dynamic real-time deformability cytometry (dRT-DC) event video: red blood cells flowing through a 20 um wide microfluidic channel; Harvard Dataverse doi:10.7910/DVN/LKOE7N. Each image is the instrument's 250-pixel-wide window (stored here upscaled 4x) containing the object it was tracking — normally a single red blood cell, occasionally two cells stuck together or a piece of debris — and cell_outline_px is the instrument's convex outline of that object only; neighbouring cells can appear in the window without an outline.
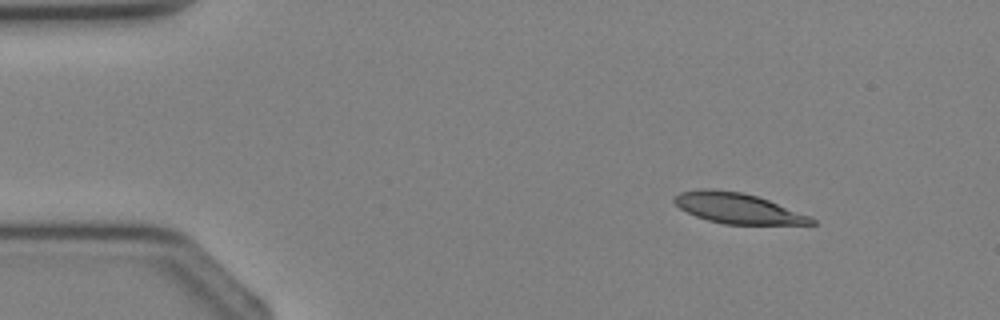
{"species": "Egyptian fruit bat (a non-hibernating species)", "species_latin": "Rousettus aegyptiacus", "temperature_condition": "cold", "stored_images_in_passage": 3, "segment_of_instrument_passage": [1, 2], "camera_frame_rate_fps": 3000, "um_per_image_px": 0.085, "animal": {"sex": "female"}, "frame": {"image": 1, "passage_image": 1, "time_ms": 0.0, "image_size_px": [1000, 320], "cell_outline_px": [[816, 224], [724, 224], [708, 220], [696, 216], [680, 208], [672, 200], [680, 192], [700, 188], [712, 188], [740, 192], [756, 196], [768, 200], [808, 216], [816, 220]], "centroid_in_image_um": [62.65, 17.69], "position_along_channel_um": 22.4, "area_um2": 23.93}}
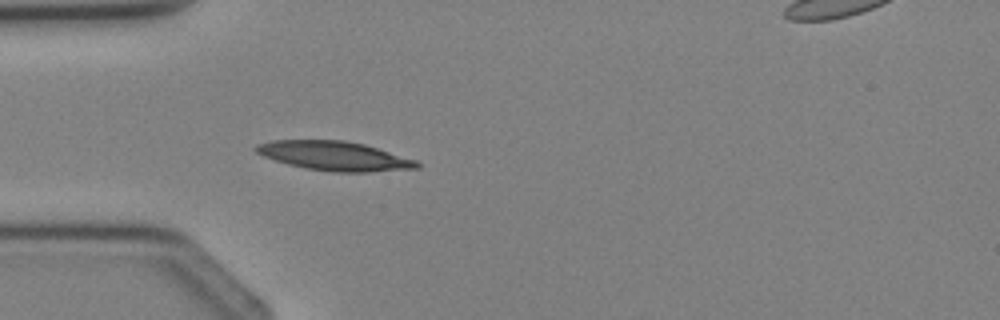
{"frame": {"image": 2, "passage_image": 2, "time_ms": 2.0, "image_size_px": [1000, 320], "cell_outline_px": [[420, 168], [368, 172], [332, 172], [308, 168], [288, 164], [264, 156], [256, 152], [252, 148], [256, 144], [272, 140], [344, 140], [364, 144], [416, 160], [420, 164]], "centroid_in_image_um": [28.41, 13.25], "position_along_channel_um": 56.6, "area_um2": 27.28}}